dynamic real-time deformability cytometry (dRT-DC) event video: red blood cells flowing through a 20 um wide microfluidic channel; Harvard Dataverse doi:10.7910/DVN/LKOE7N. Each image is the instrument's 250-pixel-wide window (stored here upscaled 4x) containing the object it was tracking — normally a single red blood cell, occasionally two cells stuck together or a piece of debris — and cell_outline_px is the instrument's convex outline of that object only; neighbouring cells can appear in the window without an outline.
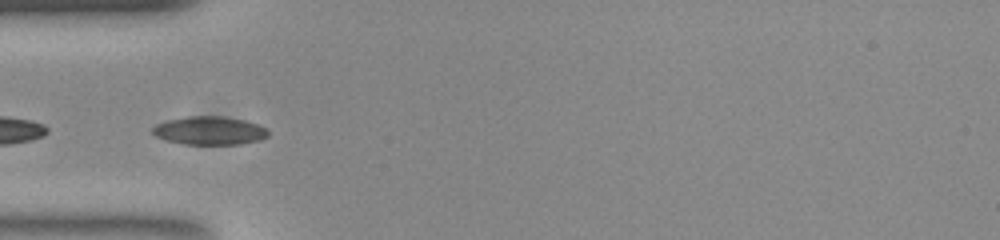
{"species": "common noctule bat (a hibernating species)", "species_latin": "Nyctalus noctula", "temperature_condition": "room temperature", "stored_images_in_passage": 15, "camera_frame_rate_fps": 3000, "um_per_image_px": 0.085, "animal": {"sex": "female", "body_mass_g": 23.0, "forearm_length_mm": 53.4}, "frame": {"image": 1, "passage_image": 3, "time_ms": 0.667, "image_size_px": [1000, 240], "cell_outline_px": [[268, 136], [260, 140], [240, 144], [184, 144], [164, 140], [156, 136], [152, 132], [152, 128], [156, 124], [168, 120], [188, 116], [220, 116], [244, 120], [256, 124], [264, 128], [268, 132]], "centroid_in_image_um": [17.78, 11.11], "position_along_channel_um": 67.2, "area_um2": 18.96}}
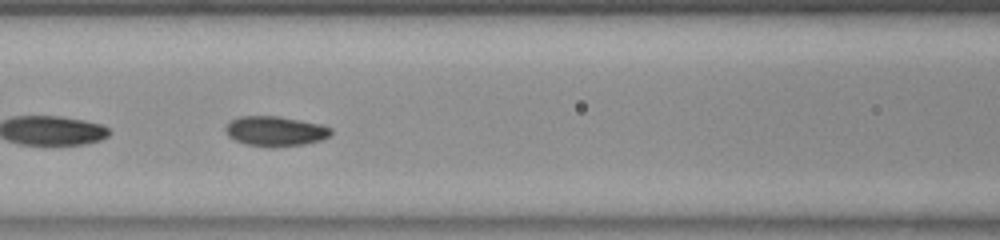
{"frame": {"image": 2, "passage_image": 9, "time_ms": 2.667, "image_size_px": [1000, 240], "cell_outline_px": [[332, 132], [328, 136], [320, 140], [304, 144], [272, 148], [244, 144], [228, 136], [224, 128], [232, 120], [240, 116], [276, 116], [320, 124], [332, 128]], "centroid_in_image_um": [23.38, 11.16], "position_along_channel_um": 143.2, "area_um2": 18.32}}